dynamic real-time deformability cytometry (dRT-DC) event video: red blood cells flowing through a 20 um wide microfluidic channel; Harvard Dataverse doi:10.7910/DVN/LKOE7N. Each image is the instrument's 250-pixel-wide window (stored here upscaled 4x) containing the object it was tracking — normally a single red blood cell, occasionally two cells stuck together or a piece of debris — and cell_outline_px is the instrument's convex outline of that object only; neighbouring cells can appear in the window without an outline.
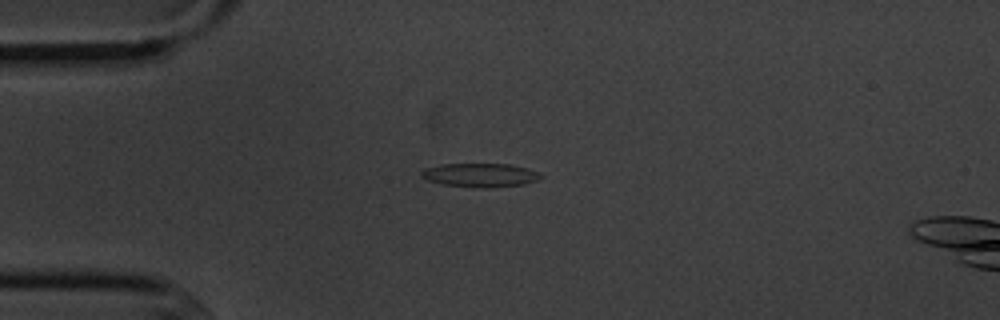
{"species": "common noctule bat (a hibernating species)", "species_latin": "Nyctalus noctula", "temperature_condition": "cold", "stored_images_in_passage": 3, "camera_frame_rate_fps": 3000, "um_per_image_px": 0.085, "animal": {"sex": "male", "body_mass_g": 20.1, "forearm_length_mm": 53.5}, "frame": {"image": 1, "passage_image": 2, "time_ms": 1.333, "image_size_px": [1000, 320], "cell_outline_px": [[544, 176], [536, 180], [524, 184], [488, 188], [484, 188], [444, 184], [428, 180], [420, 176], [420, 172], [424, 168], [440, 164], [512, 164], [528, 168], [540, 172]], "centroid_in_image_um": [40.84, 14.87], "position_along_channel_um": 44.2, "area_um2": 16.59}}